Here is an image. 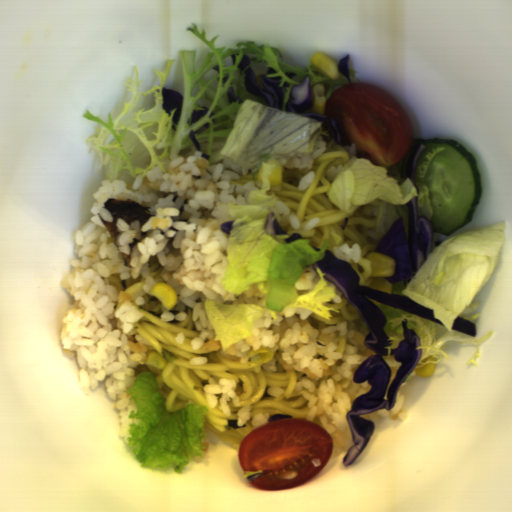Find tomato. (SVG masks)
Instances as JSON below:
<instances>
[{"instance_id":"512abeb7","label":"tomato","mask_w":512,"mask_h":512,"mask_svg":"<svg viewBox=\"0 0 512 512\" xmlns=\"http://www.w3.org/2000/svg\"><path fill=\"white\" fill-rule=\"evenodd\" d=\"M324 113L323 130L335 138L332 119L345 144H354L357 157L375 166L393 168L413 145L409 113L388 91L375 85L358 81L341 86L328 97Z\"/></svg>"},{"instance_id":"da07e99c","label":"tomato","mask_w":512,"mask_h":512,"mask_svg":"<svg viewBox=\"0 0 512 512\" xmlns=\"http://www.w3.org/2000/svg\"><path fill=\"white\" fill-rule=\"evenodd\" d=\"M332 437L315 422L300 418L269 421L248 433L239 448L244 473L262 471L250 483L266 491L301 486L329 462Z\"/></svg>"}]
</instances>
